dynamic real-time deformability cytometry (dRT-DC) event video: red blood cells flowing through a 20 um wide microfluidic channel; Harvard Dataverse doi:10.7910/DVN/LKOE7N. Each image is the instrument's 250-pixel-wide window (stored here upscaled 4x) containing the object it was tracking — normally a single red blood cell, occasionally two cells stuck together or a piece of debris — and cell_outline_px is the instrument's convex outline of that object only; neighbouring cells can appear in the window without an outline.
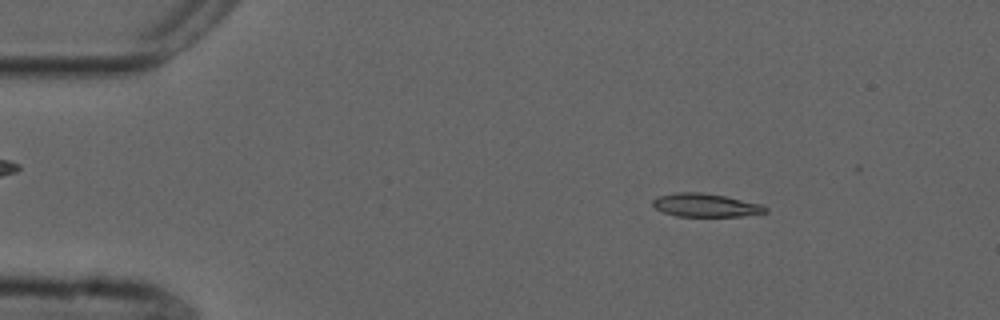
{"species": "common noctule bat (a hibernating species)", "species_latin": "Nyctalus noctula", "temperature_condition": "cold", "stored_images_in_passage": 20, "camera_frame_rate_fps": 3000, "um_per_image_px": 0.085, "animal": {"sex": "male", "forearm_length_mm": 52.5}, "frame": {"image": 1, "passage_image": 8, "time_ms": 2.333, "image_size_px": [1000, 320], "cell_outline_px": [[768, 212], [740, 216], [676, 216], [664, 212], [656, 208], [652, 204], [652, 200], [660, 196], [676, 192], [700, 192], [724, 196], [764, 204], [768, 208]], "centroid_in_image_um": [60.01, 17.44], "position_along_channel_um": 25.0, "area_um2": 15.26}}
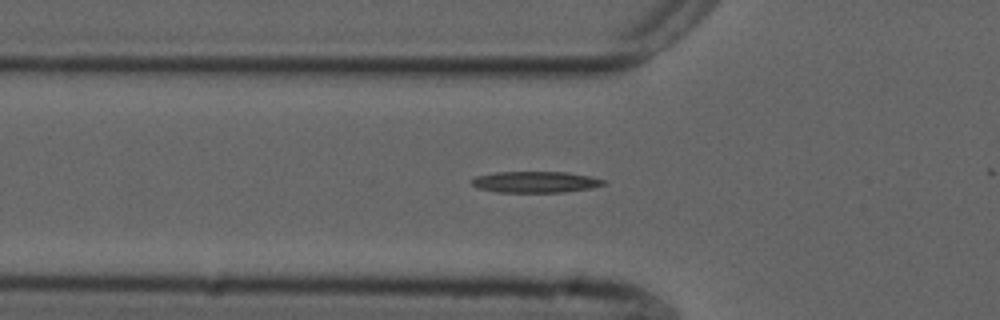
{"frame": {"image": 2, "passage_image": 18, "time_ms": 5.667, "image_size_px": [1000, 320], "cell_outline_px": [[604, 184], [592, 188], [564, 192], [496, 192], [476, 188], [472, 184], [472, 180], [476, 176], [496, 172], [568, 172], [588, 176], [604, 180]], "centroid_in_image_um": [45.47, 15.47], "position_along_channel_um": 80.3, "area_um2": 16.24}}